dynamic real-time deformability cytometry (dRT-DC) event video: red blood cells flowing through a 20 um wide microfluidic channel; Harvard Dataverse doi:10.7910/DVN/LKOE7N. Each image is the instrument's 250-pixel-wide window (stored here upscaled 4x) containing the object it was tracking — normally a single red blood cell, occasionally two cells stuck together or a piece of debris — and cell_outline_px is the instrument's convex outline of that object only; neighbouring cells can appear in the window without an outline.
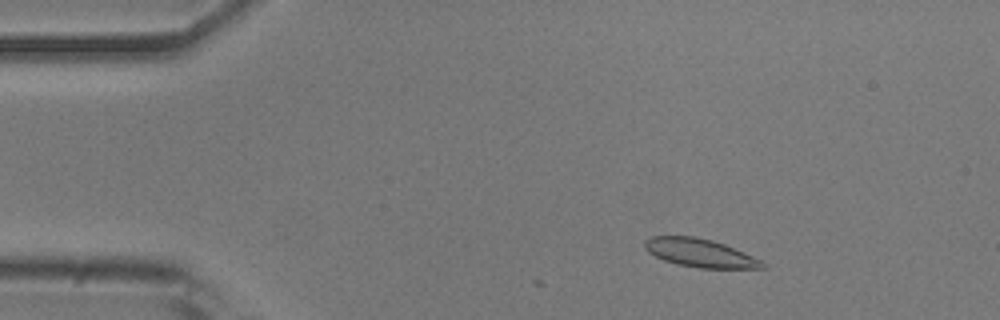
{"species": "common noctule bat (a hibernating species)", "species_latin": "Nyctalus noctula", "temperature_condition": "room temperature", "stored_images_in_passage": 9, "camera_frame_rate_fps": 3000, "um_per_image_px": 0.085, "animal": {"sex": "male", "body_mass_g": 20.5, "forearm_length_mm": 52.5}, "frame": {"image": 1, "passage_image": 7, "time_ms": 2.0, "image_size_px": [1000, 320], "cell_outline_px": [[768, 268], [700, 268], [676, 264], [664, 260], [648, 252], [644, 248], [644, 240], [648, 236], [692, 236], [712, 240], [724, 244], [752, 256], [760, 260]], "centroid_in_image_um": [59.44, 21.49], "position_along_channel_um": 25.6, "area_um2": 19.31}}